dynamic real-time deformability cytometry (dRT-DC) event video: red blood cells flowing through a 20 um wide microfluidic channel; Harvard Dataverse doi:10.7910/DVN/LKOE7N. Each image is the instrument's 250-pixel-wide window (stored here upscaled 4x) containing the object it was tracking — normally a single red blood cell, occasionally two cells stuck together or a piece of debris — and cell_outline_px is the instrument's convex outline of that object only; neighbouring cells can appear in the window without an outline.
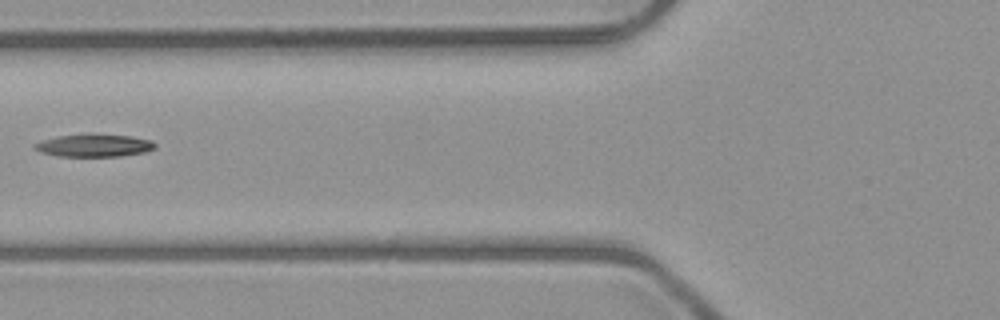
{"species": "common noctule bat (a hibernating species)", "species_latin": "Nyctalus noctula", "temperature_condition": "room temperature", "stored_images_in_passage": 3, "camera_frame_rate_fps": 3000, "um_per_image_px": 0.085, "animal": {"sex": "male", "body_mass_g": 23.1, "forearm_length_mm": 52.7}, "frame": {"image": 1, "passage_image": 2, "time_ms": 1.333, "image_size_px": [1000, 320], "cell_outline_px": [[156, 148], [144, 152], [120, 156], [56, 156], [40, 152], [32, 148], [32, 144], [56, 136], [132, 136], [152, 140], [156, 144]], "centroid_in_image_um": [7.99, 12.4], "position_along_channel_um": 117.8, "area_um2": 15.32}}
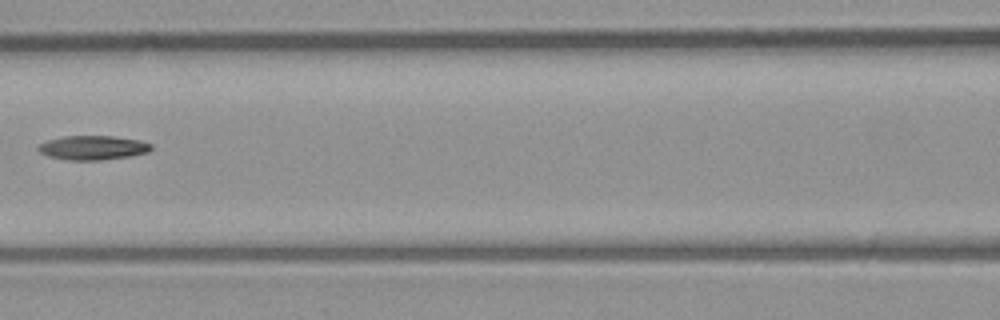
{"frame": {"image": 2, "passage_image": 3, "time_ms": 2.333, "image_size_px": [1000, 320], "cell_outline_px": [[152, 148], [148, 152], [132, 156], [100, 160], [68, 160], [48, 156], [40, 152], [36, 148], [40, 144], [48, 140], [64, 136], [112, 136], [140, 140], [152, 144]], "centroid_in_image_um": [7.91, 12.55], "position_along_channel_um": 158.7, "area_um2": 15.95}}